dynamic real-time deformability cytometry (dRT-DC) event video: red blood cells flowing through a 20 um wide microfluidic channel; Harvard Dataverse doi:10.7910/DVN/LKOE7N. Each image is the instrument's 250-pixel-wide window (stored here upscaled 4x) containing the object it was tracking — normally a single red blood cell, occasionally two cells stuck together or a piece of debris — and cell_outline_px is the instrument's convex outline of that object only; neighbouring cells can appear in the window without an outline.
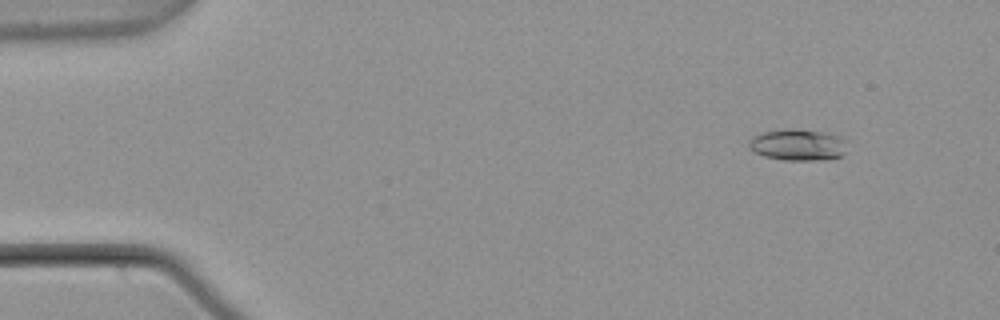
{"species": "common noctule bat (a hibernating species)", "species_latin": "Nyctalus noctula", "temperature_condition": "warm", "stored_images_in_passage": 4, "camera_frame_rate_fps": 3000, "um_per_image_px": 0.085, "animal": {"sex": "male", "body_mass_g": 21.5, "forearm_length_mm": 52.0}, "frame": {"image": 1, "passage_image": 4, "time_ms": 1.0, "image_size_px": [1000, 320], "cell_outline_px": [[844, 152], [840, 156], [816, 160], [784, 160], [764, 156], [756, 152], [748, 144], [748, 140], [752, 136], [764, 132], [784, 128], [792, 128], [820, 132], [840, 136], [844, 140]], "centroid_in_image_um": [67.76, 12.3], "position_along_channel_um": 17.2, "area_um2": 17.69}}